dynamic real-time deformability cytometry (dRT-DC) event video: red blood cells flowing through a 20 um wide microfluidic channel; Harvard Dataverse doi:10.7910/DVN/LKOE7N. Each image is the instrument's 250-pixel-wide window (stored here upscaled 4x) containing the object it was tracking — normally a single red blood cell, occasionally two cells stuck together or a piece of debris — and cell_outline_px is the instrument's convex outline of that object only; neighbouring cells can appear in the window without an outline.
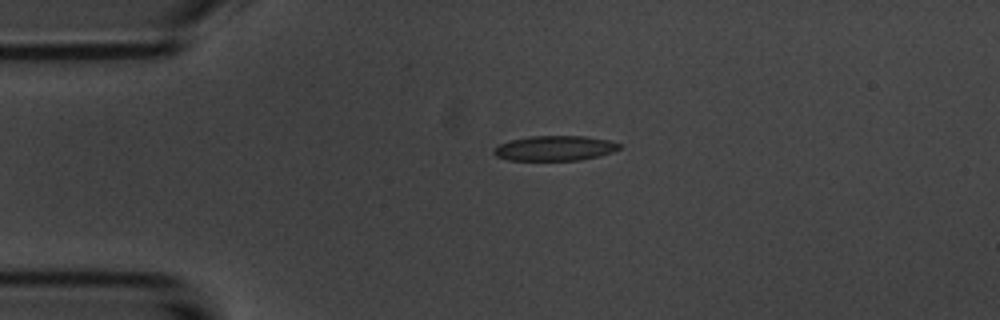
{"species": "common noctule bat (a hibernating species)", "species_latin": "Nyctalus noctula", "temperature_condition": "room temperature", "stored_images_in_passage": 2, "camera_frame_rate_fps": 3000, "um_per_image_px": 0.085, "animal": {"sex": "male", "body_mass_g": 20.1, "forearm_length_mm": 53.5}, "frame": {"image": 1, "passage_image": 1, "time_ms": 0.0, "image_size_px": [1000, 320], "cell_outline_px": [[620, 148], [612, 152], [600, 156], [580, 160], [508, 160], [496, 156], [492, 152], [492, 148], [500, 144], [512, 140], [528, 136], [584, 136], [608, 140], [620, 144]], "centroid_in_image_um": [47.13, 12.6], "position_along_channel_um": 37.9, "area_um2": 18.26}}